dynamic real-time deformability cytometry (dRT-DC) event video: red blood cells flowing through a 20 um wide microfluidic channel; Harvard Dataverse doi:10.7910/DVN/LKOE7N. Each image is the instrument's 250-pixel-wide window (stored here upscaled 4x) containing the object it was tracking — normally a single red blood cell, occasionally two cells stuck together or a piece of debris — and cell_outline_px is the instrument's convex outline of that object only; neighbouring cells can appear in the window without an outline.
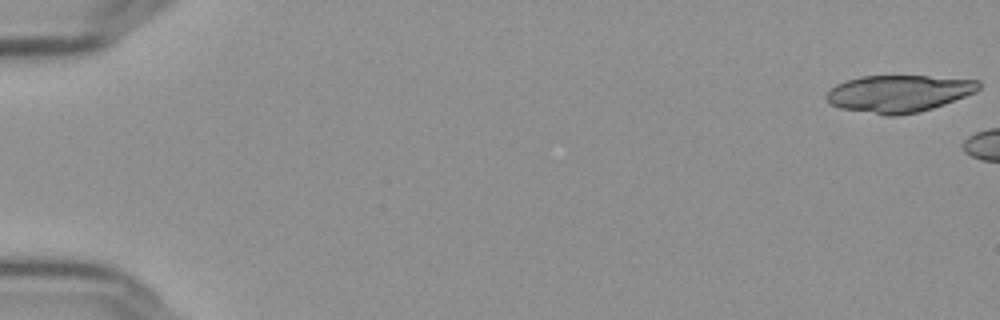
{"species": "Egyptian fruit bat (a non-hibernating species)", "species_latin": "Rousettus aegyptiacus", "temperature_condition": "cold", "stored_images_in_passage": 11, "camera_frame_rate_fps": 3000, "um_per_image_px": 0.085, "frame": {"image": 1, "passage_image": 1, "time_ms": 0.0, "image_size_px": [1000, 320], "cell_outline_px": [[980, 88], [976, 92], [944, 104], [920, 112], [896, 116], [884, 116], [840, 108], [828, 104], [824, 96], [836, 84], [860, 76], [928, 76], [980, 80]], "centroid_in_image_um": [76.37, 7.96], "position_along_channel_um": 8.6, "area_um2": 33.18}}